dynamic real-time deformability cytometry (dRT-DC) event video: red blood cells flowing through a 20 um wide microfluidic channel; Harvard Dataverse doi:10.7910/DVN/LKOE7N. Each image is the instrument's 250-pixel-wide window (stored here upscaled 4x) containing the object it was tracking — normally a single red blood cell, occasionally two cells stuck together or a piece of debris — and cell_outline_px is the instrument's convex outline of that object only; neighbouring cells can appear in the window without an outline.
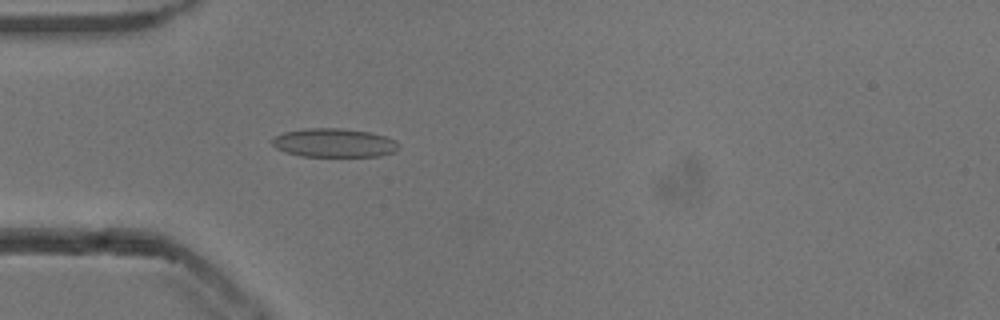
{"species": "common noctule bat (a hibernating species)", "species_latin": "Nyctalus noctula", "temperature_condition": "cold", "stored_images_in_passage": 53, "camera_frame_rate_fps": 3000, "um_per_image_px": 0.085, "animal": {"sex": "male", "body_mass_g": 13.3}, "frame": {"image": 1, "passage_image": 16, "time_ms": 5.0, "image_size_px": [1000, 320], "cell_outline_px": [[400, 148], [396, 152], [380, 156], [300, 156], [276, 148], [272, 144], [272, 140], [276, 136], [284, 132], [308, 128], [340, 128], [368, 132], [384, 136], [400, 144]], "centroid_in_image_um": [28.43, 12.15], "position_along_channel_um": 56.6, "area_um2": 21.04}}
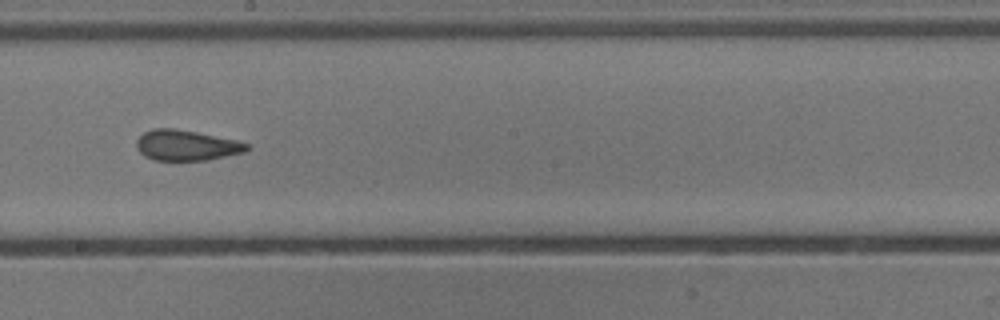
{"frame": {"image": 2, "passage_image": 30, "time_ms": 9.667, "image_size_px": [1000, 320], "cell_outline_px": [[252, 148], [244, 152], [208, 160], [152, 160], [144, 156], [136, 148], [136, 140], [144, 132], [152, 128], [176, 128], [236, 140], [248, 144]], "centroid_in_image_um": [15.82, 12.35], "position_along_channel_um": 232.4, "area_um2": 19.71}}
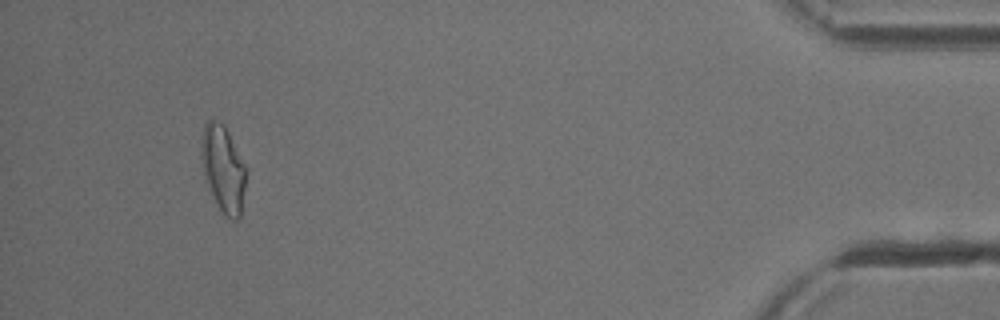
{"frame": {"image": 3, "passage_image": 50, "time_ms": 16.333, "image_size_px": [1000, 320], "cell_outline_px": [[248, 172], [240, 216], [236, 220], [232, 220], [220, 208], [204, 176], [200, 156], [200, 140], [204, 124], [208, 120], [220, 120], [224, 124], [248, 168]], "centroid_in_image_um": [18.99, 14.26], "position_along_channel_um": 416.2, "area_um2": 22.83}, "authors_computed_cell_mechanics": {"area_um2": 20.808, "velocity_mm_per_s": 3.85, "shape_relaxation_time_tau1_ms": null, "shape_relaxation_time_tau2_ms": 1.593, "deformation_change_tau1": null, "deformation_change_tau2": 0.085}}